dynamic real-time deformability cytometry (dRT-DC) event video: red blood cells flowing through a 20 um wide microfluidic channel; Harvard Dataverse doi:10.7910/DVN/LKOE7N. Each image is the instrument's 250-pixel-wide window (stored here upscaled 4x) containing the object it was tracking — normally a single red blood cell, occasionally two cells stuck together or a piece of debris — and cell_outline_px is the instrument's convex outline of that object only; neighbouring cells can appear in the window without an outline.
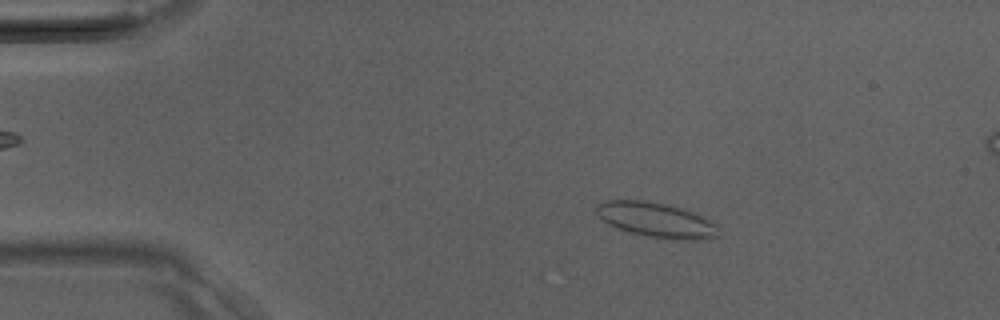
{"species": "Egyptian fruit bat (a non-hibernating species)", "species_latin": "Rousettus aegyptiacus", "temperature_condition": "room temperature", "stored_images_in_passage": 41, "segment_of_instrument_passage": [1, 2], "camera_frame_rate_fps": 3000, "um_per_image_px": 0.085, "animal": {"sex": "male"}, "frame": {"image": 1, "passage_image": 7, "time_ms": 2.0, "image_size_px": [1000, 320], "cell_outline_px": [[720, 236], [688, 240], [668, 240], [628, 232], [616, 228], [600, 220], [596, 212], [596, 204], [604, 200], [644, 200], [664, 204], [680, 208], [700, 216], [716, 224]], "centroid_in_image_um": [55.7, 18.7], "position_along_channel_um": 29.3, "area_um2": 24.8}}
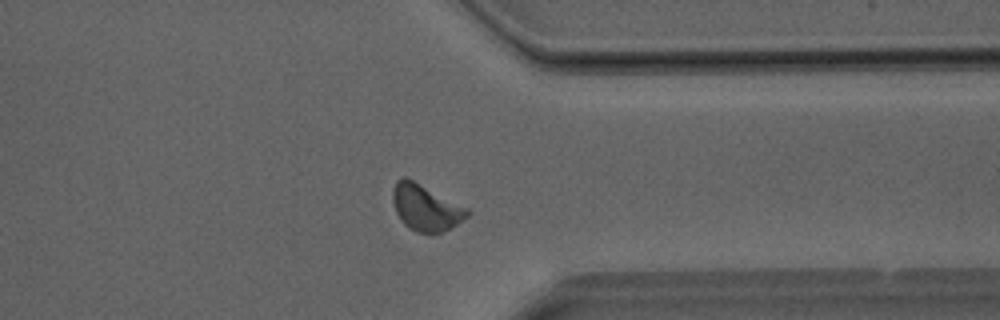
{"frame": {"image": 2, "passage_image": 31, "time_ms": 10.0, "image_size_px": [1000, 320], "cell_outline_px": [[472, 212], [468, 216], [444, 232], [416, 232], [408, 228], [400, 220], [396, 212], [392, 200], [392, 192], [396, 180], [404, 176], [468, 208]], "centroid_in_image_um": [36.17, 17.65], "position_along_channel_um": 375.2, "area_um2": 19.88}}
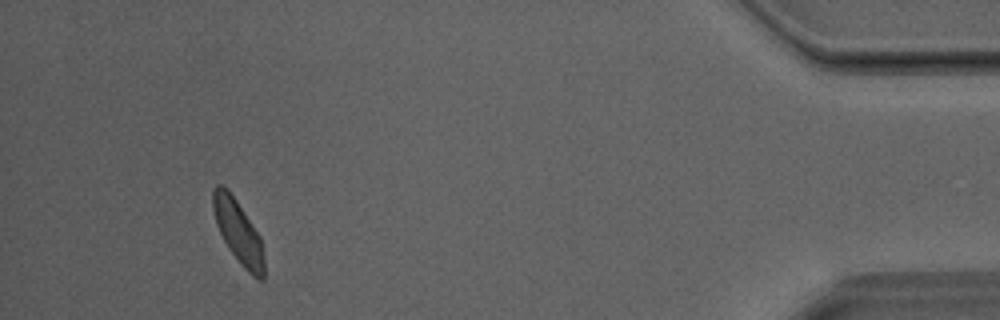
{"frame": {"image": 3, "passage_image": 37, "time_ms": 12.0, "image_size_px": [1000, 320], "cell_outline_px": [[264, 280], [260, 280], [252, 276], [240, 264], [228, 248], [216, 224], [212, 208], [212, 192], [216, 184], [220, 184], [228, 188], [260, 236], [264, 256]], "centroid_in_image_um": [20.24, 19.7], "position_along_channel_um": 415.0, "area_um2": 18.84}}